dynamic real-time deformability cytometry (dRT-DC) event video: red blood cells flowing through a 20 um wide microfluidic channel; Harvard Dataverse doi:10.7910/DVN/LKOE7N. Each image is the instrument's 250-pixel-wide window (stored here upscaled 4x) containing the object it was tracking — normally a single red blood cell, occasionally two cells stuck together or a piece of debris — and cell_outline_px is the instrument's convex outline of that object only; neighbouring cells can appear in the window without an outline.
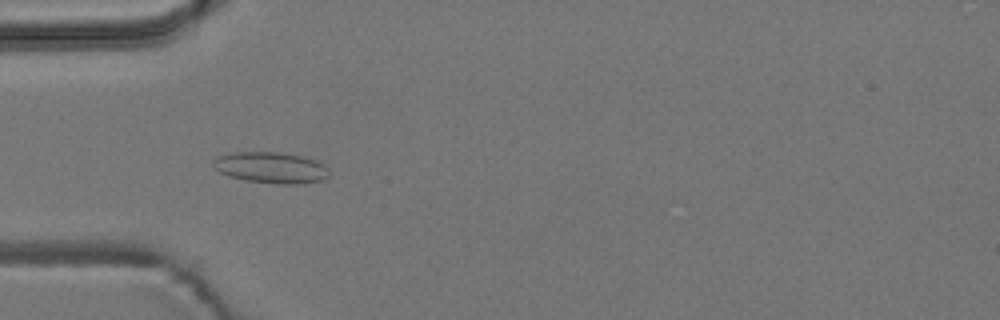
{"species": "common noctule bat (a hibernating species)", "species_latin": "Nyctalus noctula", "temperature_condition": "room temperature", "stored_images_in_passage": 4, "camera_frame_rate_fps": 3000, "um_per_image_px": 0.085, "animal": {"sex": "male", "body_mass_g": 19.2, "forearm_length_mm": 51.8}, "frame": {"image": 1, "passage_image": 4, "time_ms": 4.0, "image_size_px": [1000, 320], "cell_outline_px": [[328, 176], [324, 180], [296, 184], [276, 184], [244, 180], [228, 176], [212, 168], [212, 160], [216, 156], [232, 152], [280, 152], [300, 156], [316, 160], [324, 164], [328, 168]], "centroid_in_image_um": [22.99, 14.25], "position_along_channel_um": 62.0, "area_um2": 21.33}}